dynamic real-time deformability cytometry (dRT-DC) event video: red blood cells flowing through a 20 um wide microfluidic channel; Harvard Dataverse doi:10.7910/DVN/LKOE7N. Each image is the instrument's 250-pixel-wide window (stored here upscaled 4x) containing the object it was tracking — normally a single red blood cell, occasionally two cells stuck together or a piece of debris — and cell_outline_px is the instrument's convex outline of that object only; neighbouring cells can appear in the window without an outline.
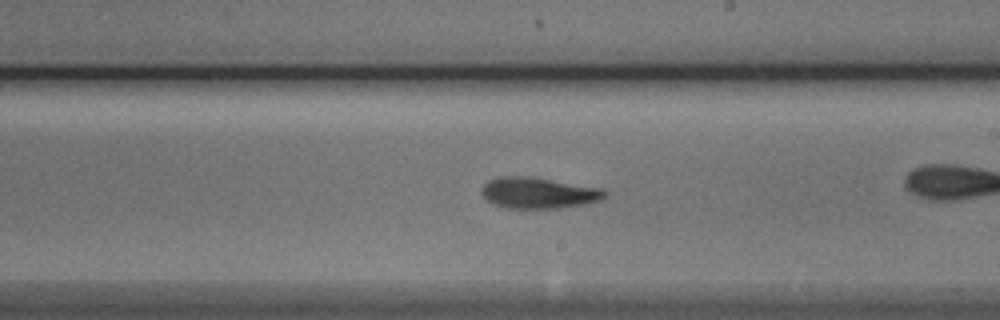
{"species": "Egyptian fruit bat (a non-hibernating species)", "species_latin": "Rousettus aegyptiacus", "temperature_condition": "cold", "stored_images_in_passage": 54, "camera_frame_rate_fps": 3000, "um_per_image_px": 0.085, "animal": {"sex": "male"}, "frame": {"image": 1, "passage_image": 31, "time_ms": 10.0, "image_size_px": [1000, 320], "cell_outline_px": [[608, 196], [600, 200], [560, 208], [504, 208], [492, 204], [480, 192], [480, 188], [488, 180], [500, 176], [520, 176], [604, 188], [608, 192]], "centroid_in_image_um": [45.74, 16.4], "position_along_channel_um": 243.3, "area_um2": 22.14}, "authors_computed_cell_mechanics": {"area_um2": 21.386, "velocity_mm_per_s": 3.8709, "shape_relaxation_time_tau1_ms": 4.1238, "shape_relaxation_time_tau2_ms": 3.6867, "deformation_change_tau1": 0.1624, "deformation_change_tau2": 0.1264}}